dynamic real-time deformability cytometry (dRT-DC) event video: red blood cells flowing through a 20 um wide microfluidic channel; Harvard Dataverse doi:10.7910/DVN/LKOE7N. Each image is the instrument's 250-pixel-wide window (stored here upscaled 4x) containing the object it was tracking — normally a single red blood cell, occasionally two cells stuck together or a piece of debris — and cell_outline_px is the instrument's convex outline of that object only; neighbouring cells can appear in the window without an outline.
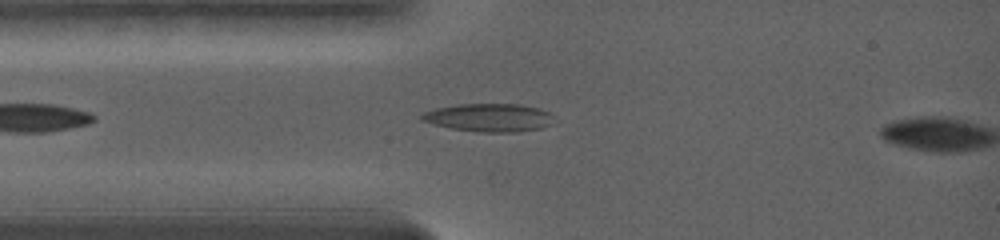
{"species": "common noctule bat (a hibernating species)", "species_latin": "Nyctalus noctula", "temperature_condition": "warm", "stored_images_in_passage": 3, "camera_frame_rate_fps": 5000, "um_per_image_px": 0.085, "animal": {"sex": "female", "body_mass_g": 19.0, "forearm_length_mm": 56.7}, "frame": {"image": 1, "passage_image": 2, "time_ms": 0.4, "image_size_px": [1000, 240], "cell_outline_px": [[548, 124], [540, 128], [516, 132], [484, 132], [452, 128], [420, 120], [420, 116], [424, 112], [436, 108], [460, 104], [520, 104], [536, 108], [548, 112]], "centroid_in_image_um": [41.48, 9.99], "position_along_channel_um": 43.5, "area_um2": 20.98}}